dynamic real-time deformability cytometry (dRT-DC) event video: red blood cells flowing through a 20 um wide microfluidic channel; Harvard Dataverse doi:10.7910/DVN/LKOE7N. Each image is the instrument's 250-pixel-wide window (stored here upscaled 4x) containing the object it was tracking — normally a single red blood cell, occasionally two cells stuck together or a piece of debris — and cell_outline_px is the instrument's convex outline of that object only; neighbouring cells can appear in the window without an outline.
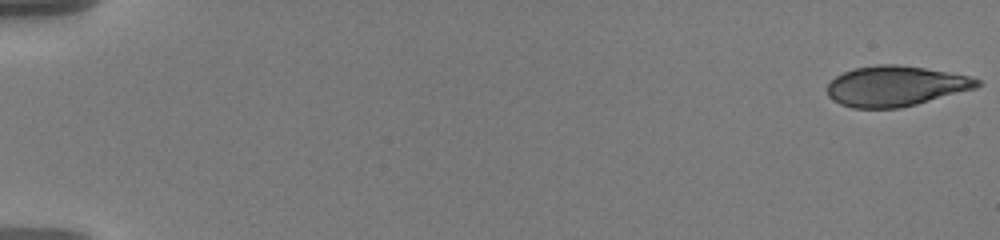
{"species": "human", "species_latin": "Homo sapiens", "temperature_condition": "warm", "stored_images_in_passage": 57, "camera_frame_rate_fps": 3000, "um_per_image_px": 0.085, "donor": {"sex": "male"}, "frame": {"image": 1, "passage_image": 1, "time_ms": 0.0, "image_size_px": [1000, 240], "cell_outline_px": [[980, 84], [976, 88], [916, 104], [900, 108], [852, 108], [840, 104], [832, 100], [828, 96], [828, 84], [836, 76], [844, 72], [856, 68], [876, 64], [896, 64], [924, 68], [972, 76], [980, 80]], "centroid_in_image_um": [76.12, 7.32], "position_along_channel_um": 8.9, "area_um2": 35.14}}
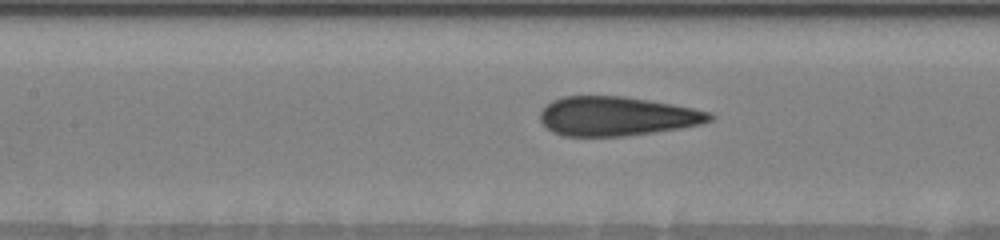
{"frame": {"image": 2, "passage_image": 28, "time_ms": 9.0, "image_size_px": [1000, 240], "cell_outline_px": [[716, 116], [712, 120], [700, 124], [680, 128], [624, 136], [564, 136], [552, 132], [540, 120], [540, 112], [552, 100], [564, 96], [624, 96], [672, 104], [712, 112]], "centroid_in_image_um": [52.44, 9.87], "position_along_channel_um": 155.0, "area_um2": 38.61}}
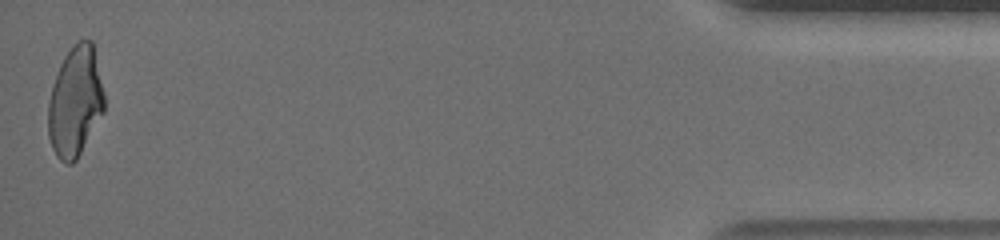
{"frame": {"image": 3, "passage_image": 57, "time_ms": 18.667, "image_size_px": [1000, 240], "cell_outline_px": [[104, 112], [76, 160], [72, 164], [68, 164], [60, 160], [56, 156], [52, 148], [48, 136], [48, 100], [52, 84], [60, 64], [64, 56], [80, 40], [92, 40], [104, 96]], "centroid_in_image_um": [6.37, 8.68], "position_along_channel_um": 428.8, "area_um2": 35.78}, "authors_computed_cell_mechanics": {"area_um2": 37.7434, "velocity_mm_per_s": 3.6218, "shape_relaxation_time_tau1_ms": 8.599, "shape_relaxation_time_tau2_ms": 0.8064, "deformation_change_tau1": 0.2647, "deformation_change_tau2": 0.0647}}